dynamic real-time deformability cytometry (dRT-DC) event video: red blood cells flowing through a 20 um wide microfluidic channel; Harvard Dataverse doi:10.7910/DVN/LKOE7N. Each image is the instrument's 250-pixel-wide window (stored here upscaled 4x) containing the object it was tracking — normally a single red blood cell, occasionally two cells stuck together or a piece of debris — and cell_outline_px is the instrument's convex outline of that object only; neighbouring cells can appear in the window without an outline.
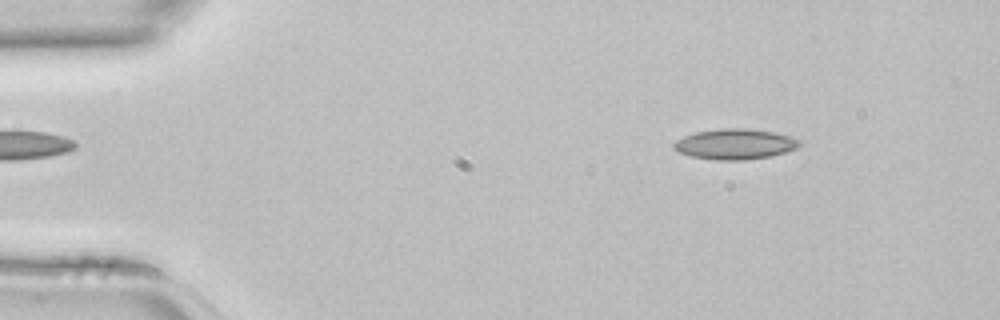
{"species": "common noctule bat (a hibernating species)", "species_latin": "Nyctalus noctula", "temperature_condition": "room temperature", "stored_images_in_passage": 43, "camera_frame_rate_fps": 3000, "um_per_image_px": 0.085, "animal": {"sex": "female", "body_mass_g": 22.7, "forearm_length_mm": 54.2}, "frame": {"image": 1, "passage_image": 5, "time_ms": 1.333, "image_size_px": [1000, 320], "cell_outline_px": [[804, 144], [796, 148], [784, 152], [768, 156], [744, 160], [716, 160], [692, 156], [680, 152], [672, 148], [672, 144], [676, 140], [684, 136], [696, 132], [720, 128], [748, 128], [772, 132], [792, 136], [804, 140]], "centroid_in_image_um": [62.51, 12.23], "position_along_channel_um": 22.5, "area_um2": 22.43}}
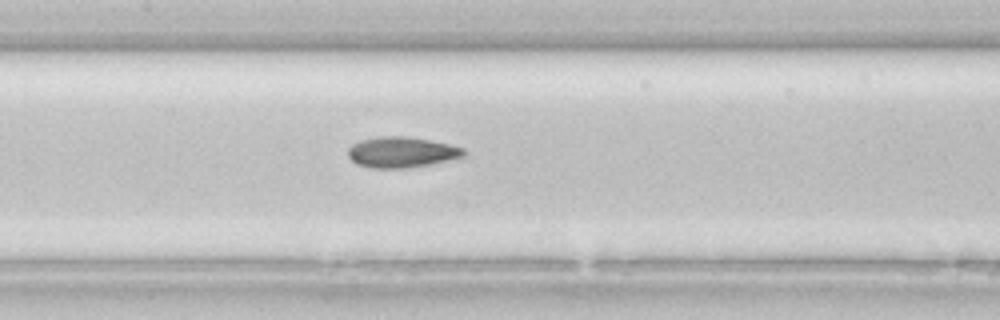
{"frame": {"image": 2, "passage_image": 20, "time_ms": 6.333, "image_size_px": [1000, 320], "cell_outline_px": [[464, 156], [448, 160], [408, 168], [372, 168], [356, 164], [348, 156], [348, 148], [352, 144], [360, 140], [380, 136], [408, 136], [448, 144], [464, 148]], "centroid_in_image_um": [34.09, 12.93], "position_along_channel_um": 173.3, "area_um2": 20.58}}
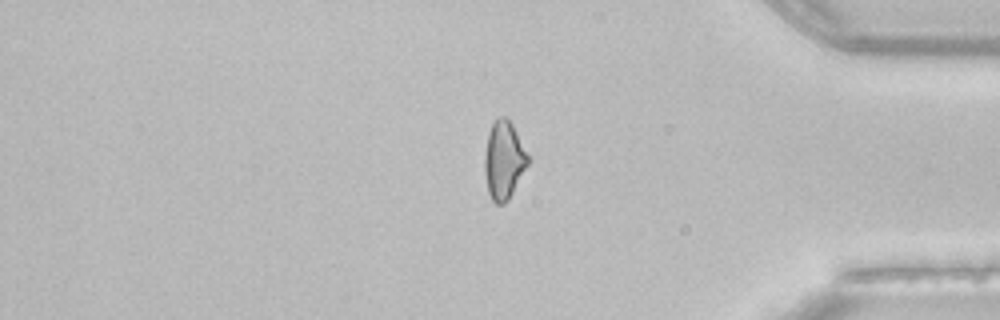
{"frame": {"image": 3, "passage_image": 36, "time_ms": 11.667, "image_size_px": [1000, 320], "cell_outline_px": [[528, 164], [508, 200], [504, 204], [496, 204], [492, 200], [488, 192], [484, 172], [484, 156], [488, 132], [496, 116], [504, 116], [512, 124], [528, 156]], "centroid_in_image_um": [42.79, 13.61], "position_along_channel_um": 392.4, "area_um2": 19.54}}